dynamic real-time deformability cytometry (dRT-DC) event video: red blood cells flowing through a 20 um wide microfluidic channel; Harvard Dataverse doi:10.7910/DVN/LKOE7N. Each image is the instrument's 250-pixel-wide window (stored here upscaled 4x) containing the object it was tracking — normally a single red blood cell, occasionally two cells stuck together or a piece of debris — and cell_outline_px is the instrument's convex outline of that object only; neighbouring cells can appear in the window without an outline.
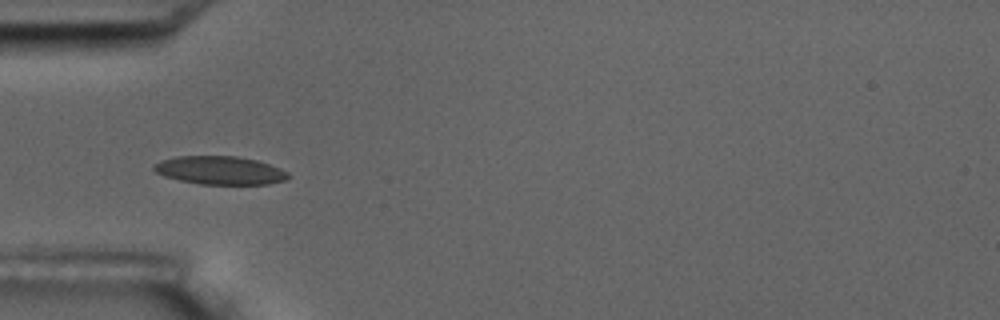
{"species": "common noctule bat (a hibernating species)", "species_latin": "Nyctalus noctula", "temperature_condition": "room temperature", "stored_images_in_passage": 15, "camera_frame_rate_fps": 3000, "um_per_image_px": 0.085, "animal": {"sex": "male", "body_mass_g": 17.5, "forearm_length_mm": 52.3}, "frame": {"image": 1, "passage_image": 5, "time_ms": 5.0, "image_size_px": [1000, 320], "cell_outline_px": [[288, 176], [284, 180], [268, 184], [200, 184], [180, 180], [164, 176], [156, 172], [152, 168], [152, 164], [160, 160], [176, 156], [236, 156], [256, 160], [280, 168], [288, 172]], "centroid_in_image_um": [18.64, 14.47], "position_along_channel_um": 66.4, "area_um2": 22.08}}
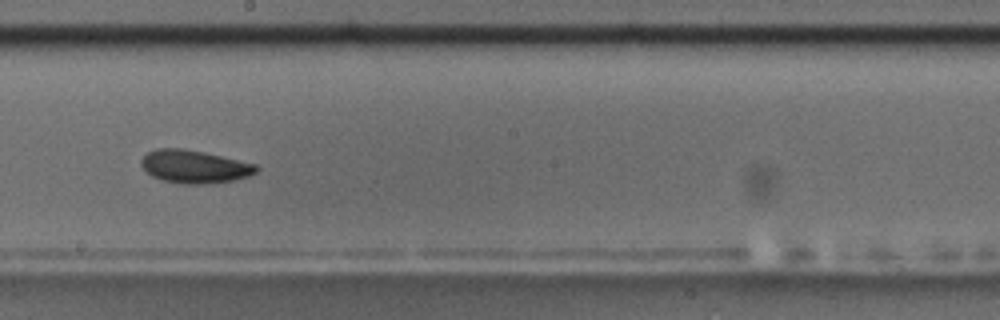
{"frame": {"image": 2, "passage_image": 9, "time_ms": 9.667, "image_size_px": [1000, 320], "cell_outline_px": [[260, 168], [256, 172], [248, 176], [232, 180], [200, 184], [180, 184], [164, 180], [152, 176], [140, 164], [140, 160], [148, 152], [156, 148], [180, 148], [220, 156], [256, 164]], "centroid_in_image_um": [16.5, 14.16], "position_along_channel_um": 231.7, "area_um2": 21.73}, "authors_computed_cell_mechanics": {"area_um2": 21.2704, "velocity_mm_per_s": 3.5692, "shape_relaxation_time_tau1_ms": 5.3824, "shape_relaxation_time_tau2_ms": 7.0131, "deformation_change_tau1": 0.0898, "deformation_change_tau2": 0.1006}}